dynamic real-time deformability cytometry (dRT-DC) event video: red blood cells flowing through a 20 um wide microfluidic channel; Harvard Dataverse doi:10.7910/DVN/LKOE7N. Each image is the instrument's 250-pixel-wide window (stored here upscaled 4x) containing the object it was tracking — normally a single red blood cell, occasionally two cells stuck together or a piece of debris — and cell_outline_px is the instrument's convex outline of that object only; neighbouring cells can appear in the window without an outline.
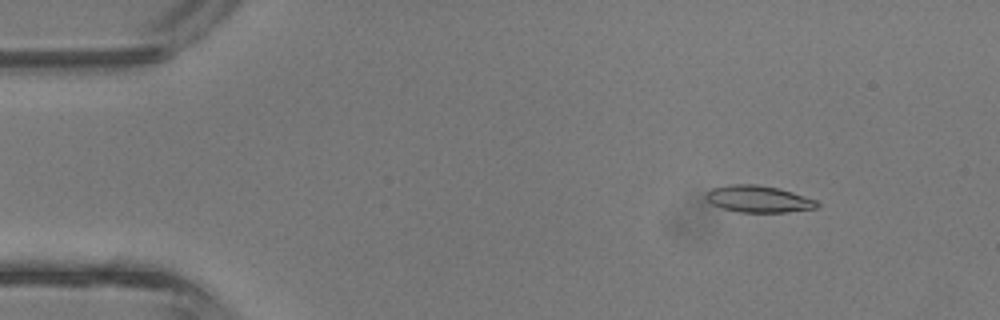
{"species": "common noctule bat (a hibernating species)", "species_latin": "Nyctalus noctula", "temperature_condition": "room temperature", "stored_images_in_passage": 41, "camera_frame_rate_fps": 3000, "um_per_image_px": 0.085, "animal": {"sex": "male", "body_mass_g": 13.3}, "frame": {"image": 1, "passage_image": 5, "time_ms": 1.333, "image_size_px": [1000, 320], "cell_outline_px": [[820, 204], [816, 208], [788, 212], [740, 212], [724, 208], [712, 204], [704, 196], [712, 188], [728, 184], [756, 184], [780, 188], [816, 200]], "centroid_in_image_um": [64.48, 16.9], "position_along_channel_um": 20.5, "area_um2": 17.28}}
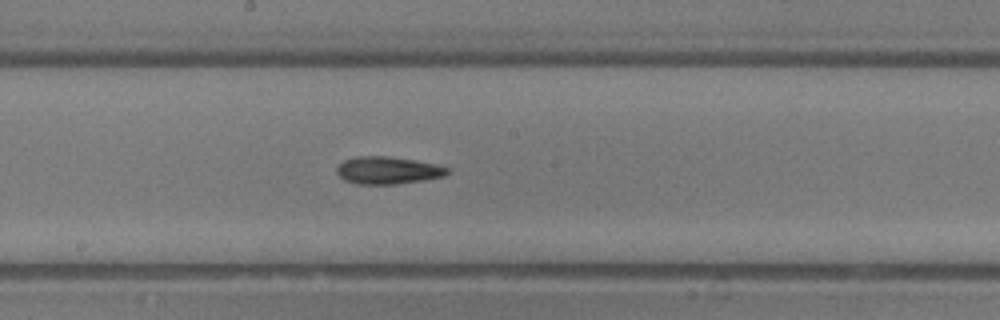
{"frame": {"image": 2, "passage_image": 22, "time_ms": 7.0, "image_size_px": [1000, 320], "cell_outline_px": [[448, 172], [444, 176], [424, 180], [396, 184], [356, 184], [344, 180], [336, 172], [336, 168], [344, 160], [356, 156], [388, 156], [436, 164], [448, 168]], "centroid_in_image_um": [32.93, 14.48], "position_along_channel_um": 215.3, "area_um2": 17.57}}
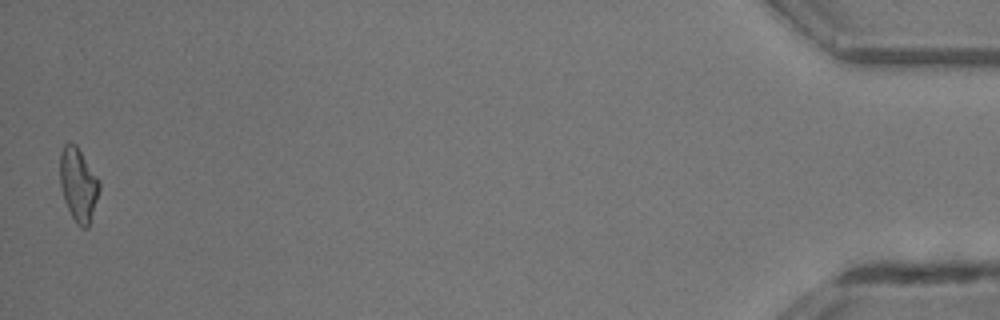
{"frame": {"image": 3, "passage_image": 41, "time_ms": 13.333, "image_size_px": [1000, 320], "cell_outline_px": [[100, 188], [88, 228], [80, 228], [76, 224], [64, 200], [60, 184], [60, 152], [64, 144], [68, 140], [76, 144], [100, 180]], "centroid_in_image_um": [6.65, 15.65], "position_along_channel_um": 428.5, "area_um2": 16.99}, "authors_computed_cell_mechanics": {"area_um2": 17.2244, "velocity_mm_per_s": 4.9314, "shape_relaxation_time_tau1_ms": 3.065, "shape_relaxation_time_tau2_ms": 4.6984, "deformation_change_tau1": 0.1257, "deformation_change_tau2": 0.1564}}